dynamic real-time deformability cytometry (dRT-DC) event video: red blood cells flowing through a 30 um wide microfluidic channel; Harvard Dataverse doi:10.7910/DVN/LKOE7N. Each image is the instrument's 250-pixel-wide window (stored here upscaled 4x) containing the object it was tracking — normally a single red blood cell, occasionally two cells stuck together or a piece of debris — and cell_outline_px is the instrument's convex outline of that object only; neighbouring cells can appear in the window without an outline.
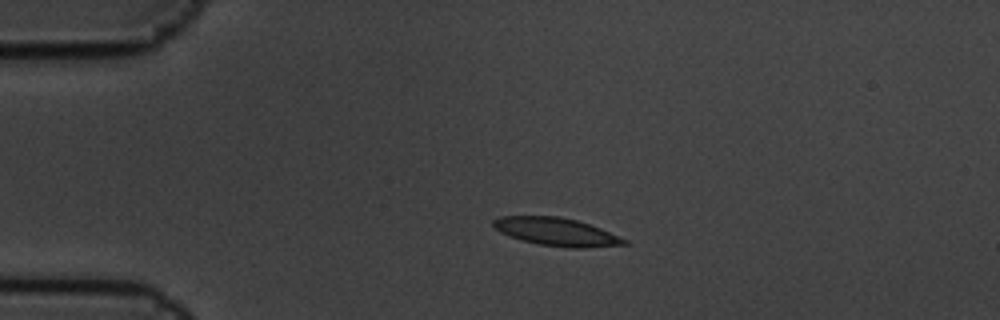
{"species": "common noctule bat (a hibernating species)", "species_latin": "Nyctalus noctula", "temperature_condition": "cold", "stored_images_in_passage": 4, "camera_frame_rate_fps": 3000, "um_per_image_px": 0.085, "animal": {"sex": "male", "body_mass_g": 19.5, "forearm_length_mm": 54.6}, "frame": {"image": 1, "passage_image": 3, "time_ms": 0.667, "image_size_px": [1000, 320], "cell_outline_px": [[628, 244], [584, 248], [568, 248], [540, 244], [520, 240], [508, 236], [500, 232], [492, 224], [492, 220], [500, 216], [560, 216], [576, 220], [600, 228], [628, 240]], "centroid_in_image_um": [47.28, 19.7], "position_along_channel_um": 37.7, "area_um2": 21.33}}